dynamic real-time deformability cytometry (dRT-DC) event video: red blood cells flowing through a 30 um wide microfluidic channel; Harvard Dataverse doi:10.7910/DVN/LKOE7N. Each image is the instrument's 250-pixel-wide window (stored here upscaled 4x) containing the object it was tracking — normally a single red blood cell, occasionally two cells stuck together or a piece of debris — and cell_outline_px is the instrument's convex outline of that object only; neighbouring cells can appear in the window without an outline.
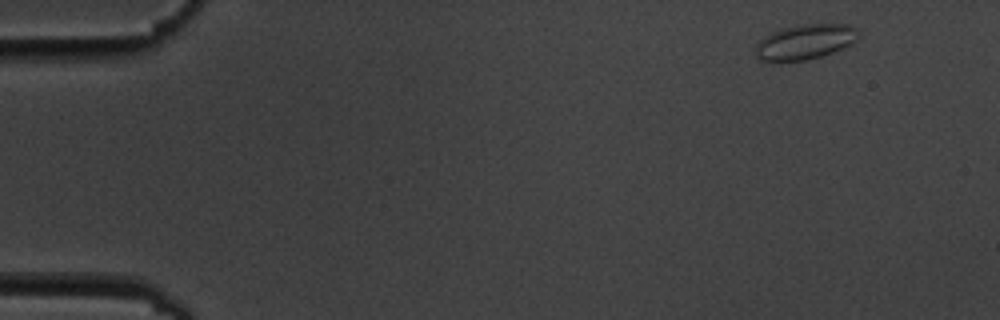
{"species": "common noctule bat (a hibernating species)", "species_latin": "Nyctalus noctula", "temperature_condition": "cold", "stored_images_in_passage": 3, "camera_frame_rate_fps": 3000, "um_per_image_px": 0.085, "animal": {"sex": "male", "body_mass_g": 19.5, "forearm_length_mm": 54.6}, "frame": {"image": 1, "passage_image": 1, "time_ms": 0.0, "image_size_px": [1000, 320], "cell_outline_px": [[860, 40], [832, 52], [820, 56], [804, 60], [760, 60], [756, 56], [756, 44], [764, 36], [772, 32], [784, 28], [804, 24], [848, 24], [856, 28], [860, 32]], "centroid_in_image_um": [68.49, 3.53], "position_along_channel_um": 16.5, "area_um2": 20.81}}